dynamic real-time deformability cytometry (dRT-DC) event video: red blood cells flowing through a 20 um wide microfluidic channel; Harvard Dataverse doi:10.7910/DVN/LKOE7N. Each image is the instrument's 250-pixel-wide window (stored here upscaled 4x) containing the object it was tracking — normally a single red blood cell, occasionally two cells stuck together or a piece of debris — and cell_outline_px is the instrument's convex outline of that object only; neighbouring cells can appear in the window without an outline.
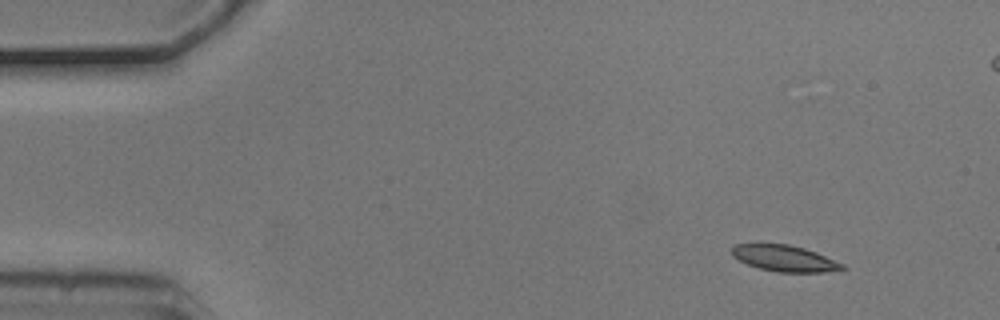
{"species": "common noctule bat (a hibernating species)", "species_latin": "Nyctalus noctula", "temperature_condition": "cold", "stored_images_in_passage": 5, "camera_frame_rate_fps": 3000, "um_per_image_px": 0.085, "animal": {"sex": "male", "body_mass_g": 20.5, "forearm_length_mm": 52.5}, "frame": {"image": 1, "passage_image": 1, "time_ms": 0.0, "image_size_px": [1000, 320], "cell_outline_px": [[848, 268], [824, 272], [776, 272], [760, 268], [748, 264], [732, 256], [732, 244], [788, 244], [804, 248], [816, 252], [844, 264]], "centroid_in_image_um": [66.7, 21.96], "position_along_channel_um": 18.3, "area_um2": 16.76}}